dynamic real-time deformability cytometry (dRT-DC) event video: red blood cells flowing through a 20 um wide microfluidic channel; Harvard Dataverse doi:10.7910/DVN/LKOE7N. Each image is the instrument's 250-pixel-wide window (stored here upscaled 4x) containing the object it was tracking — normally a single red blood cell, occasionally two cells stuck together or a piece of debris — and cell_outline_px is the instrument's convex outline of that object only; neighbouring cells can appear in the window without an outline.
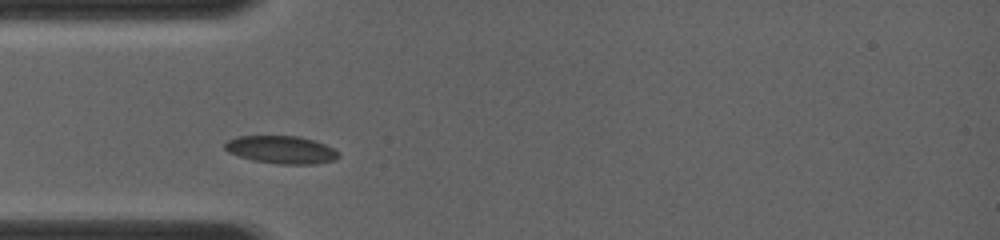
{"species": "common noctule bat (a hibernating species)", "species_latin": "Nyctalus noctula", "temperature_condition": "room temperature", "stored_images_in_passage": 2, "camera_frame_rate_fps": 4000, "um_per_image_px": 0.085, "animal": {"sex": "female", "body_mass_g": 19.0, "forearm_length_mm": 56.7}, "frame": {"image": 1, "passage_image": 1, "time_ms": 0.0, "image_size_px": [1000, 240], "cell_outline_px": [[340, 156], [336, 160], [316, 164], [280, 164], [252, 160], [228, 152], [224, 148], [224, 144], [228, 140], [236, 136], [300, 136], [324, 144], [340, 152]], "centroid_in_image_um": [23.92, 12.73], "position_along_channel_um": 61.1, "area_um2": 18.44}}
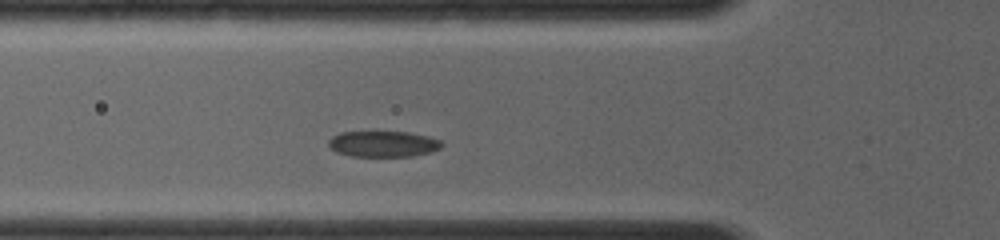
{"frame": {"image": 2, "passage_image": 2, "time_ms": 0.75, "image_size_px": [1000, 240], "cell_outline_px": [[444, 144], [440, 148], [428, 152], [412, 156], [352, 156], [336, 152], [328, 148], [328, 140], [332, 136], [340, 132], [408, 132], [428, 136], [440, 140]], "centroid_in_image_um": [32.53, 12.23], "position_along_channel_um": 93.3, "area_um2": 17.11}}